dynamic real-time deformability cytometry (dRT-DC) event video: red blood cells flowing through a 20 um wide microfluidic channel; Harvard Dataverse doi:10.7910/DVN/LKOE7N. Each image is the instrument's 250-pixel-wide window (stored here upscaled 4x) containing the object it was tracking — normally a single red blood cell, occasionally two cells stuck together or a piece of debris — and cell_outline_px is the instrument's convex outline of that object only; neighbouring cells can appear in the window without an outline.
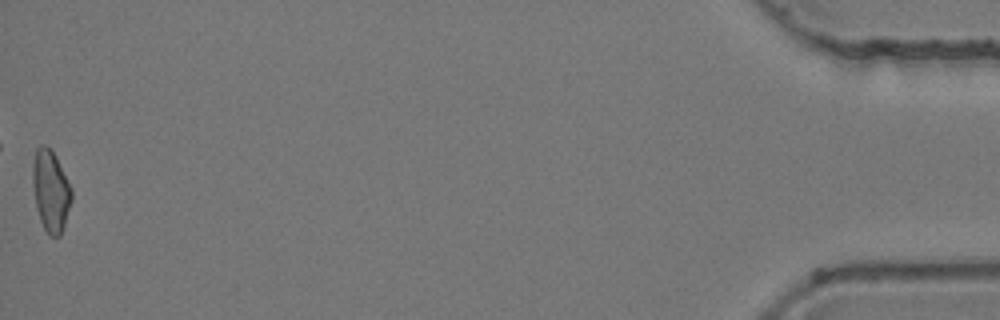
{"species": "common noctule bat (a hibernating species)", "species_latin": "Nyctalus noctula", "temperature_condition": "room temperature", "stored_images_in_passage": 44, "camera_frame_rate_fps": 3000, "um_per_image_px": 0.085, "animal": {"sex": "female", "body_mass_g": 24.6, "forearm_length_mm": 56.2}, "frame": {"image": 1, "passage_image": 44, "time_ms": 14.333, "image_size_px": [1000, 320], "cell_outline_px": [[72, 200], [60, 236], [48, 236], [40, 220], [36, 208], [32, 184], [32, 164], [36, 148], [40, 144], [44, 144], [56, 156], [72, 188]], "centroid_in_image_um": [4.3, 16.21], "position_along_channel_um": 430.9, "area_um2": 18.61}, "authors_computed_cell_mechanics": {"area_um2": 18.5827, "velocity_mm_per_s": 3.9052, "shape_relaxation_time_tau1_ms": null, "shape_relaxation_time_tau2_ms": 2.1552, "deformation_change_tau1": null, "deformation_change_tau2": 0.0931}}